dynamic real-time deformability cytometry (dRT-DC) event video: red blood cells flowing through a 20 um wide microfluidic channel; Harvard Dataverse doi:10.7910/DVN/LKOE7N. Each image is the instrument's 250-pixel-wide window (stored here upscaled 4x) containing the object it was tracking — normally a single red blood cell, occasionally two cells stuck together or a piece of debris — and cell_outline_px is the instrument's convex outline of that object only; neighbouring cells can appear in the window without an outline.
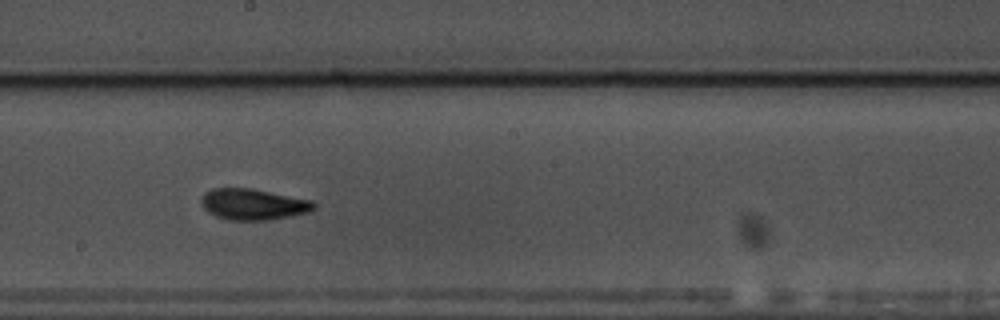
{"species": "common noctule bat (a hibernating species)", "species_latin": "Nyctalus noctula", "temperature_condition": "warm", "stored_images_in_passage": 38, "camera_frame_rate_fps": 3000, "um_per_image_px": 0.085, "animal": {"sex": "male", "body_mass_g": 17.5, "forearm_length_mm": 52.3}, "frame": {"image": 1, "passage_image": 17, "time_ms": 5.333, "image_size_px": [1000, 320], "cell_outline_px": [[316, 208], [308, 212], [268, 220], [228, 220], [216, 216], [208, 212], [204, 208], [200, 200], [212, 188], [252, 188], [312, 200], [316, 204]], "centroid_in_image_um": [21.54, 17.36], "position_along_channel_um": 226.7, "area_um2": 20.29}, "authors_computed_cell_mechanics": {"area_um2": 19.2474, "velocity_mm_per_s": 3.5312, "shape_relaxation_time_tau1_ms": 3.2279, "shape_relaxation_time_tau2_ms": 2.9052, "deformation_change_tau1": 0.1409, "deformation_change_tau2": 0.1013}}